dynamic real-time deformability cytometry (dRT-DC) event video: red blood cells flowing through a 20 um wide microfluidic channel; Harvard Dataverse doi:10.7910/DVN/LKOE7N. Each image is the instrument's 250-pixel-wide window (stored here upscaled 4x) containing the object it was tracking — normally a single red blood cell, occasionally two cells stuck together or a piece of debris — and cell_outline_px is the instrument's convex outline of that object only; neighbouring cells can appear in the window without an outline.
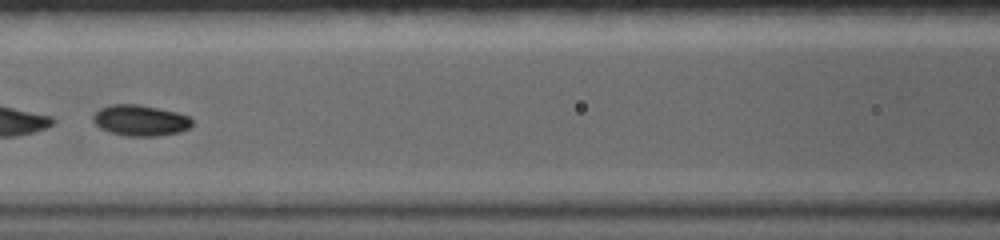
{"species": "common noctule bat (a hibernating species)", "species_latin": "Nyctalus noctula", "temperature_condition": "warm", "stored_images_in_passage": 33, "camera_frame_rate_fps": 5000, "um_per_image_px": 0.085, "animal": {"sex": "female", "body_mass_g": 19.0, "forearm_length_mm": 56.7}, "frame": {"image": 1, "passage_image": 6, "time_ms": 2.8, "image_size_px": [1000, 240], "cell_outline_px": [[192, 124], [188, 128], [180, 132], [156, 136], [128, 136], [112, 132], [100, 128], [92, 120], [92, 116], [100, 108], [112, 104], [140, 104], [176, 112], [188, 116], [192, 120]], "centroid_in_image_um": [11.92, 10.23], "position_along_channel_um": 154.7, "area_um2": 17.74}}